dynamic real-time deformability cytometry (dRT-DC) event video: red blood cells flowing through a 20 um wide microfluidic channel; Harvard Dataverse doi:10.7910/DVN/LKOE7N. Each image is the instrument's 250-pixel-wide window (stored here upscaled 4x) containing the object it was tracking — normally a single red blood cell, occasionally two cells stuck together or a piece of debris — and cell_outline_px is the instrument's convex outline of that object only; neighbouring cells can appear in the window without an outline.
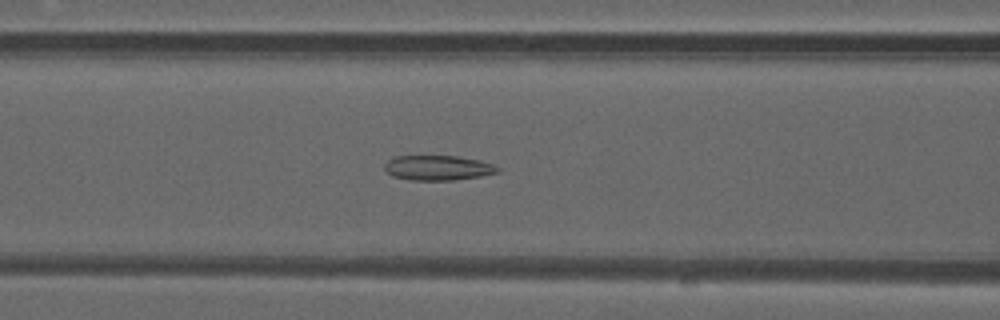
{"species": "common noctule bat (a hibernating species)", "species_latin": "Nyctalus noctula", "temperature_condition": "warm", "stored_images_in_passage": 44, "camera_frame_rate_fps": 3000, "um_per_image_px": 0.085, "animal": {"sex": "male", "forearm_length_mm": 52.5}, "frame": {"image": 1, "passage_image": 15, "time_ms": 4.667, "image_size_px": [1000, 320], "cell_outline_px": [[500, 172], [480, 176], [452, 180], [408, 180], [392, 176], [384, 168], [384, 164], [392, 156], [456, 156], [480, 160], [492, 164], [500, 168]], "centroid_in_image_um": [37.2, 14.26], "position_along_channel_um": 129.4, "area_um2": 16.47}}
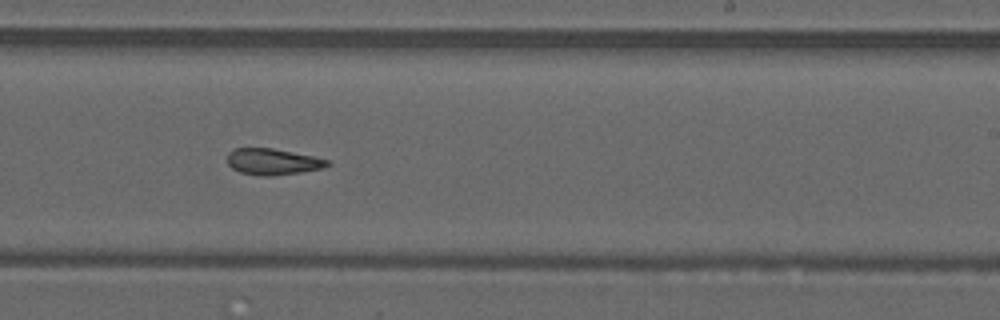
{"frame": {"image": 2, "passage_image": 25, "time_ms": 8.0, "image_size_px": [1000, 320], "cell_outline_px": [[332, 164], [324, 168], [300, 172], [272, 176], [260, 176], [240, 172], [232, 168], [228, 164], [228, 152], [232, 148], [272, 148], [312, 156], [328, 160]], "centroid_in_image_um": [23.17, 13.74], "position_along_channel_um": 265.8, "area_um2": 15.32}}
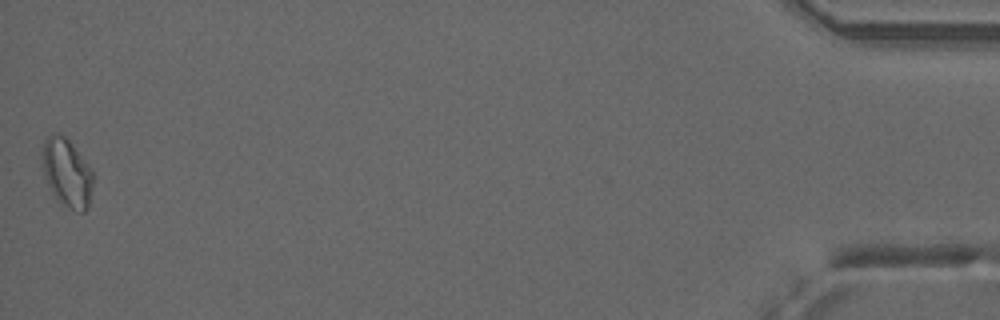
{"frame": {"image": 3, "passage_image": 44, "time_ms": 14.333, "image_size_px": [1000, 320], "cell_outline_px": [[96, 176], [88, 208], [84, 212], [76, 212], [60, 204], [56, 200], [48, 184], [44, 172], [40, 156], [40, 152], [44, 140], [48, 136], [56, 132], [60, 132], [72, 144], [92, 168]], "centroid_in_image_um": [5.71, 14.7], "position_along_channel_um": 429.5, "area_um2": 21.04}, "authors_computed_cell_mechanics": {"area_um2": 16.5019, "velocity_mm_per_s": 4.1092, "shape_relaxation_time_tau1_ms": null, "shape_relaxation_time_tau2_ms": 4.5488, "deformation_change_tau1": null, "deformation_change_tau2": 0.1378}}